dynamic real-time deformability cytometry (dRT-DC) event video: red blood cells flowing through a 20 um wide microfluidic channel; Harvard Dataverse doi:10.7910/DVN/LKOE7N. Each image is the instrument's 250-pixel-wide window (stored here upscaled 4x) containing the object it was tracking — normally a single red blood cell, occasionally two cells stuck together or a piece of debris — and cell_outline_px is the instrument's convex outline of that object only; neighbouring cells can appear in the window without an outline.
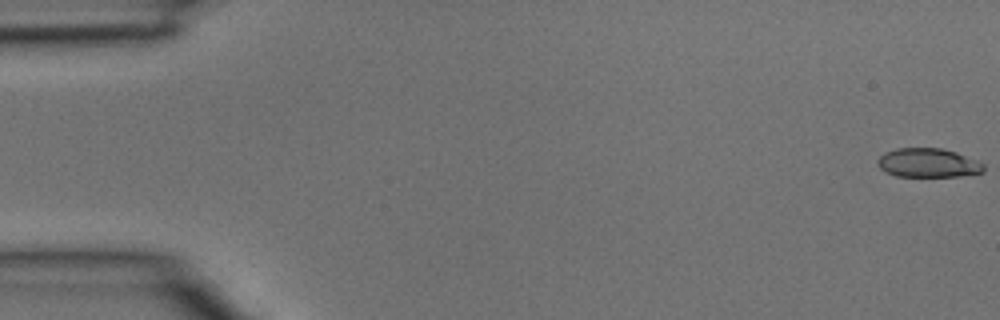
{"species": "common noctule bat (a hibernating species)", "species_latin": "Nyctalus noctula", "temperature_condition": "room temperature", "stored_images_in_passage": 39, "camera_frame_rate_fps": 3000, "um_per_image_px": 0.085, "animal": {"sex": "male", "body_mass_g": 15.6}, "frame": {"image": 1, "passage_image": 1, "time_ms": 0.0, "image_size_px": [1000, 320], "cell_outline_px": [[984, 172], [960, 176], [896, 176], [884, 172], [876, 164], [876, 160], [884, 152], [896, 148], [940, 148], [956, 152], [976, 160], [984, 164]], "centroid_in_image_um": [78.85, 13.84], "position_along_channel_um": 6.2, "area_um2": 18.03}}
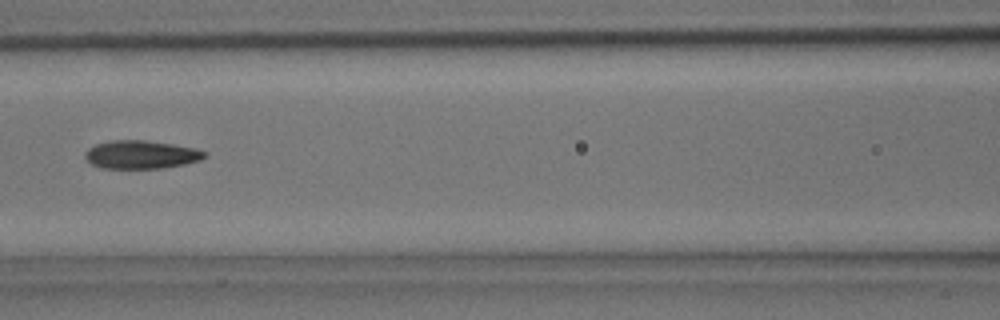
{"frame": {"image": 2, "passage_image": 18, "time_ms": 5.667, "image_size_px": [1000, 320], "cell_outline_px": [[208, 156], [200, 160], [184, 164], [164, 168], [100, 168], [92, 164], [84, 156], [84, 152], [88, 148], [96, 144], [112, 140], [144, 140], [172, 144], [196, 148], [208, 152]], "centroid_in_image_um": [12.01, 13.14], "position_along_channel_um": 154.6, "area_um2": 19.77}}
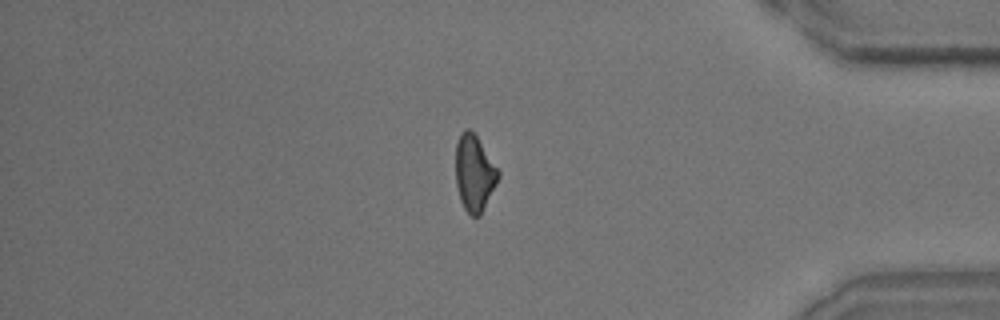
{"frame": {"image": 3, "passage_image": 34, "time_ms": 11.0, "image_size_px": [1000, 320], "cell_outline_px": [[500, 176], [480, 216], [472, 216], [464, 208], [460, 200], [456, 184], [456, 140], [460, 132], [464, 128], [468, 128], [476, 136], [500, 172]], "centroid_in_image_um": [40.3, 14.7], "position_along_channel_um": 394.9, "area_um2": 18.79}}